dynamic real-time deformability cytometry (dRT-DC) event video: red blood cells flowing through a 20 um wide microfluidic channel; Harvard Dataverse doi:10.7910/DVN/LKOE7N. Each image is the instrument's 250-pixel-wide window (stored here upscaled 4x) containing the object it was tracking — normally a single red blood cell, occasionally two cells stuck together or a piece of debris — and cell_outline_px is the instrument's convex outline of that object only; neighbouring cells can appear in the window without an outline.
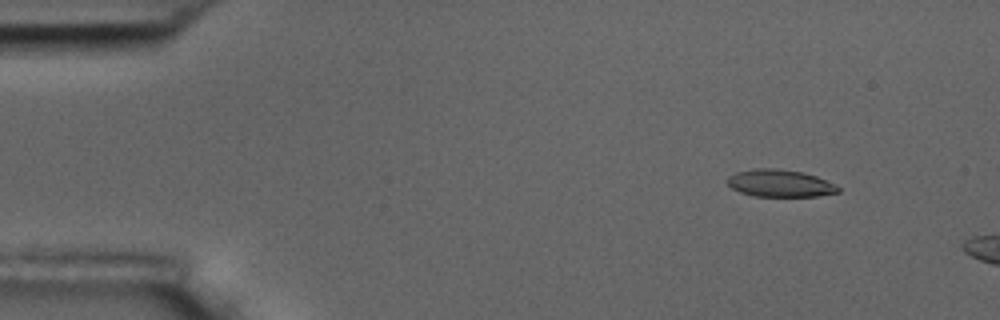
{"species": "common noctule bat (a hibernating species)", "species_latin": "Nyctalus noctula", "temperature_condition": "room temperature", "stored_images_in_passage": 4, "camera_frame_rate_fps": 3000, "um_per_image_px": 0.085, "animal": {"sex": "male", "body_mass_g": 17.5, "forearm_length_mm": 52.3}, "frame": {"image": 1, "passage_image": 2, "time_ms": 1.0, "image_size_px": [1000, 320], "cell_outline_px": [[840, 192], [820, 196], [752, 196], [740, 192], [732, 188], [728, 184], [728, 176], [736, 172], [756, 168], [772, 168], [800, 172], [816, 176], [840, 188]], "centroid_in_image_um": [66.27, 15.59], "position_along_channel_um": 18.7, "area_um2": 17.4}}